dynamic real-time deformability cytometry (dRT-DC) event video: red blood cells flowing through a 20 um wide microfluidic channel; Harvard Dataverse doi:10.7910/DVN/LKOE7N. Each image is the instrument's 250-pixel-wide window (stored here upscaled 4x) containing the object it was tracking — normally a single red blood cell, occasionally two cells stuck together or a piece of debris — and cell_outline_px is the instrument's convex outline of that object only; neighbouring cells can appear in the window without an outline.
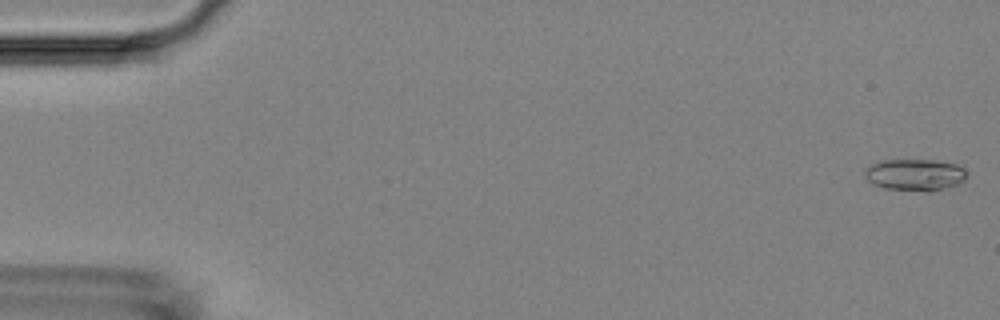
{"species": "Egyptian fruit bat (a non-hibernating species)", "species_latin": "Rousettus aegyptiacus", "temperature_condition": "room temperature", "stored_images_in_passage": 51, "camera_frame_rate_fps": 3000, "um_per_image_px": 0.085, "animal": {"sex": "female"}, "frame": {"image": 1, "passage_image": 1, "time_ms": 0.0, "image_size_px": [1000, 320], "cell_outline_px": [[968, 176], [964, 180], [956, 184], [944, 188], [928, 192], [884, 188], [872, 184], [864, 176], [864, 172], [872, 164], [880, 160], [932, 160], [956, 164], [964, 168], [968, 172]], "centroid_in_image_um": [77.78, 14.86], "position_along_channel_um": 7.2, "area_um2": 18.9}}
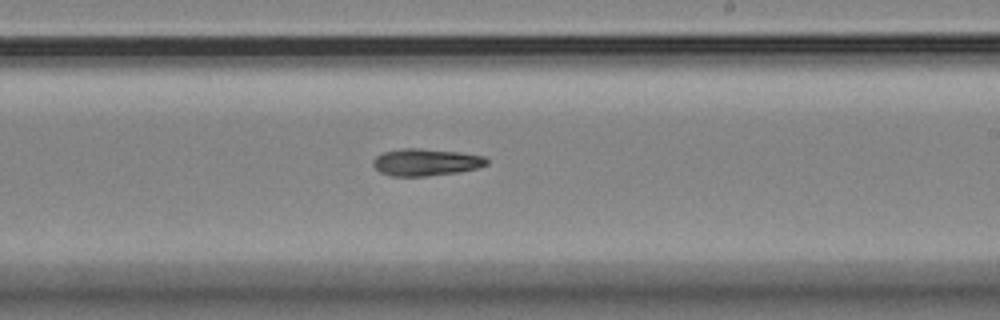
{"frame": {"image": 2, "passage_image": 33, "time_ms": 10.667, "image_size_px": [1000, 320], "cell_outline_px": [[488, 164], [476, 168], [460, 172], [428, 176], [392, 176], [380, 172], [372, 164], [372, 160], [376, 156], [384, 152], [400, 148], [420, 148], [460, 152], [484, 156], [488, 160]], "centroid_in_image_um": [36.19, 13.78], "position_along_channel_um": 252.8, "area_um2": 18.03}}
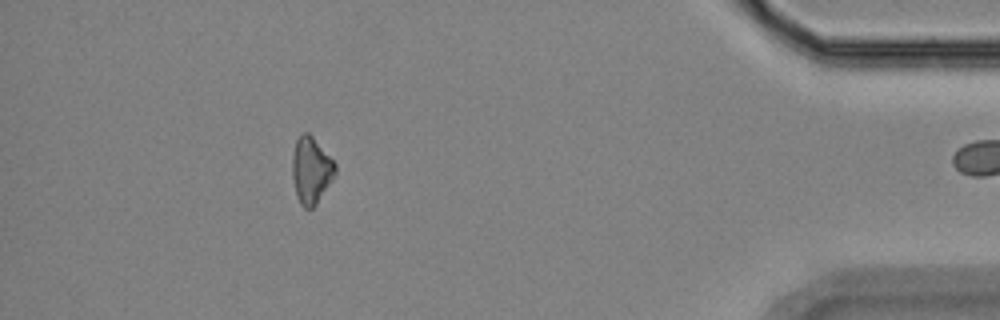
{"frame": {"image": 3, "passage_image": 50, "time_ms": 16.333, "image_size_px": [1000, 320], "cell_outline_px": [[336, 172], [332, 180], [316, 204], [312, 208], [304, 208], [300, 204], [296, 196], [292, 176], [292, 156], [296, 140], [304, 132], [308, 132], [312, 136], [336, 164]], "centroid_in_image_um": [26.43, 14.49], "position_along_channel_um": 408.8, "area_um2": 16.53}}